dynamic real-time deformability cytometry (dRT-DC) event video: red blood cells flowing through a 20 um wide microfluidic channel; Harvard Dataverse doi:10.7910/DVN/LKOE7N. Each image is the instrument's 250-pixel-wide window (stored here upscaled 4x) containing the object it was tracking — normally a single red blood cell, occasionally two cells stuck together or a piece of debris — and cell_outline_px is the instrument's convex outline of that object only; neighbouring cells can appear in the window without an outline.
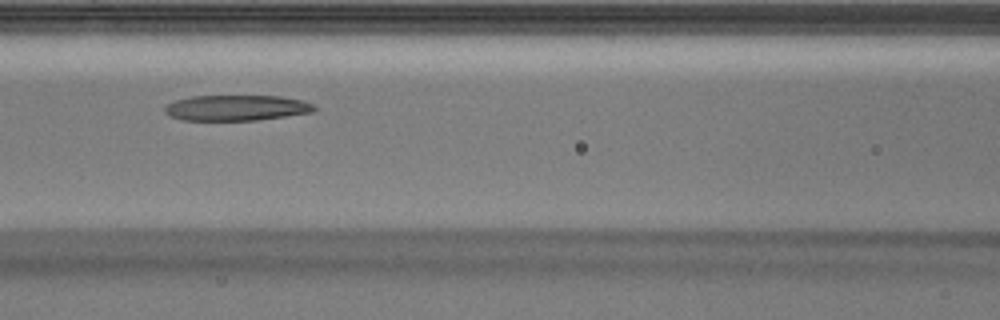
{"species": "Egyptian fruit bat (a non-hibernating species)", "species_latin": "Rousettus aegyptiacus", "temperature_condition": "warm", "stored_images_in_passage": 26, "camera_frame_rate_fps": 3000, "um_per_image_px": 0.085, "animal": {"sex": "male"}, "frame": {"image": 1, "passage_image": 8, "time_ms": 2.333, "image_size_px": [1000, 320], "cell_outline_px": [[316, 112], [256, 120], [180, 120], [168, 116], [164, 112], [164, 104], [176, 100], [192, 96], [280, 96], [300, 100], [312, 104], [316, 108]], "centroid_in_image_um": [20.05, 9.17], "position_along_channel_um": 146.6, "area_um2": 22.43}}